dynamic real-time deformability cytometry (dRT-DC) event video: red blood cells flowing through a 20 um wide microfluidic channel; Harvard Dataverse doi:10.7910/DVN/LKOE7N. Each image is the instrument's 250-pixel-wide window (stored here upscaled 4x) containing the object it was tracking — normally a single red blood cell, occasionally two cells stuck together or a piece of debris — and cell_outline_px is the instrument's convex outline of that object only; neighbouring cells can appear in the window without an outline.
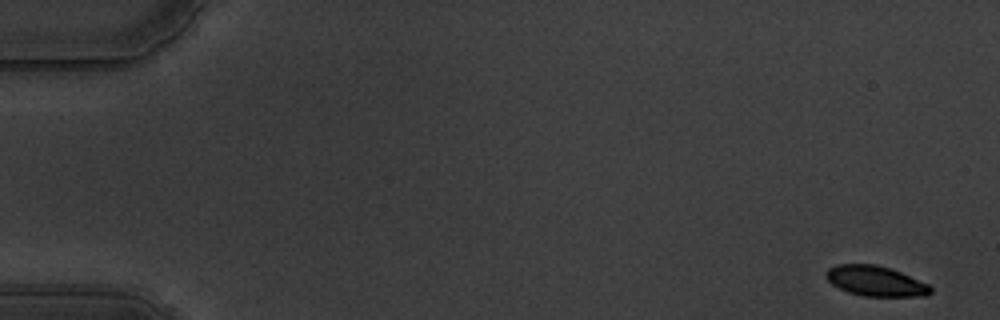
{"species": "common noctule bat (a hibernating species)", "species_latin": "Nyctalus noctula", "temperature_condition": "warm", "stored_images_in_passage": 17, "camera_frame_rate_fps": 3000, "um_per_image_px": 0.085, "animal": {"sex": "male", "body_mass_g": 19.5, "forearm_length_mm": 54.6}, "frame": {"image": 1, "passage_image": 1, "time_ms": 0.0, "image_size_px": [1000, 320], "cell_outline_px": [[932, 292], [928, 296], [864, 296], [848, 292], [832, 284], [824, 276], [824, 272], [828, 268], [836, 264], [876, 264], [892, 268], [928, 284], [932, 288]], "centroid_in_image_um": [74.41, 23.88], "position_along_channel_um": 10.6, "area_um2": 18.55}}